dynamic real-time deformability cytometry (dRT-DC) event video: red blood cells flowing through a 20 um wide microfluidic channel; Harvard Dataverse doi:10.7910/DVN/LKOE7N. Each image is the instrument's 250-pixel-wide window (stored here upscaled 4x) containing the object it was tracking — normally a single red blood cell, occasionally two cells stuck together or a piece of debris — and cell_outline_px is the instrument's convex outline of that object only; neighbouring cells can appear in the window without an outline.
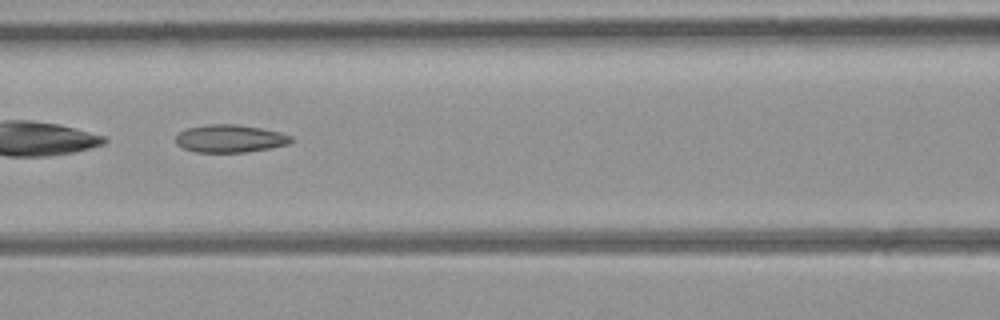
{"species": "common noctule bat (a hibernating species)", "species_latin": "Nyctalus noctula", "temperature_condition": "room temperature", "stored_images_in_passage": 34, "camera_frame_rate_fps": 3000, "um_per_image_px": 0.085, "animal": {"sex": "female", "body_mass_g": 21.9}, "frame": {"image": 1, "passage_image": 10, "time_ms": 3.0, "image_size_px": [1000, 320], "cell_outline_px": [[292, 140], [288, 144], [268, 148], [244, 152], [196, 152], [184, 148], [176, 144], [176, 136], [180, 132], [188, 128], [208, 124], [236, 124], [260, 128], [280, 132], [292, 136]], "centroid_in_image_um": [19.54, 11.77], "position_along_channel_um": 147.1, "area_um2": 18.44}}